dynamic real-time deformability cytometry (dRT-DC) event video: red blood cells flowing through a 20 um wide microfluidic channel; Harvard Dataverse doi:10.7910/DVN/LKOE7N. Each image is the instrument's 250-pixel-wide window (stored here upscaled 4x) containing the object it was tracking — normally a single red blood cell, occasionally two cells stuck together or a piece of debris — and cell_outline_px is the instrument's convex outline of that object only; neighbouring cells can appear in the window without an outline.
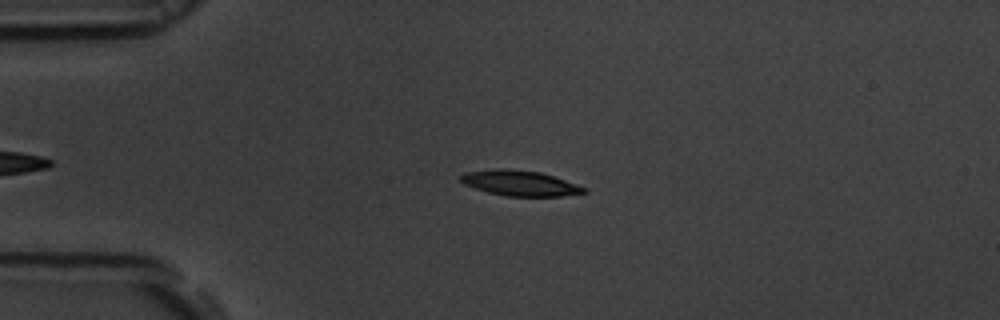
{"species": "common noctule bat (a hibernating species)", "species_latin": "Nyctalus noctula", "temperature_condition": "room temperature", "stored_images_in_passage": 48, "camera_frame_rate_fps": 3000, "um_per_image_px": 0.085, "animal": {"sex": "male", "body_mass_g": 19.5, "forearm_length_mm": 54.6}, "frame": {"image": 1, "passage_image": 11, "time_ms": 3.333, "image_size_px": [1000, 320], "cell_outline_px": [[588, 192], [560, 196], [504, 196], [488, 192], [464, 184], [460, 180], [460, 176], [464, 172], [500, 168], [508, 168], [540, 172], [588, 188]], "centroid_in_image_um": [44.18, 15.56], "position_along_channel_um": 40.8, "area_um2": 18.15}}
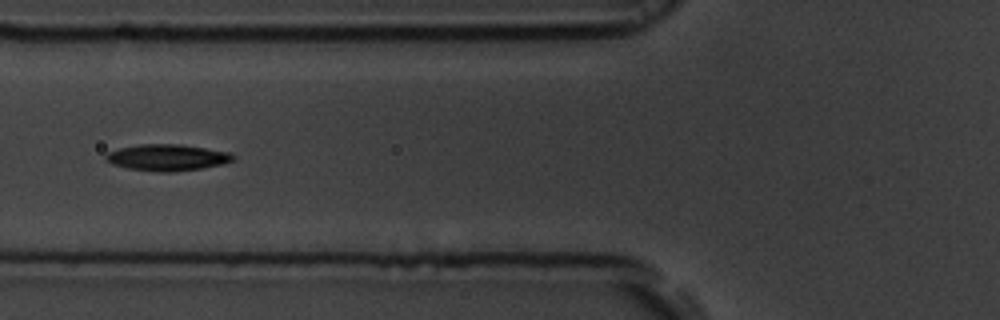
{"frame": {"image": 2, "passage_image": 19, "time_ms": 6.0, "image_size_px": [1000, 320], "cell_outline_px": [[236, 160], [224, 164], [204, 168], [172, 172], [156, 172], [128, 168], [112, 164], [104, 160], [104, 156], [108, 152], [120, 148], [140, 144], [180, 144], [228, 152], [236, 156]], "centroid_in_image_um": [14.23, 13.4], "position_along_channel_um": 111.6, "area_um2": 19.77}}
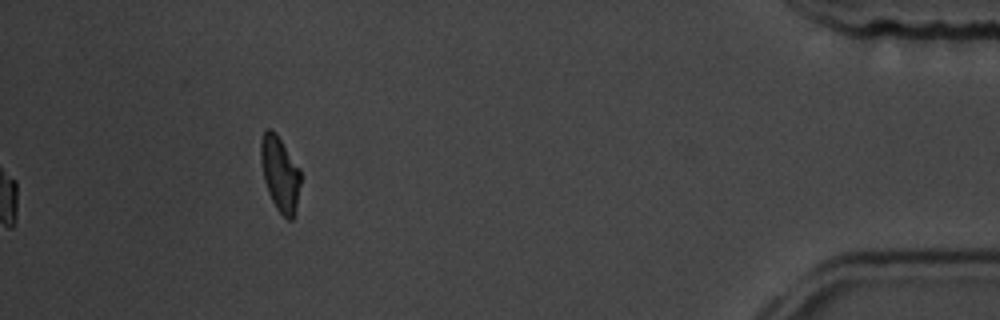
{"frame": {"image": 3, "passage_image": 48, "time_ms": 15.667, "image_size_px": [1000, 320], "cell_outline_px": [[300, 184], [296, 208], [292, 220], [288, 220], [276, 208], [268, 192], [264, 180], [260, 160], [260, 140], [264, 132], [268, 128], [272, 128], [276, 132], [300, 168]], "centroid_in_image_um": [23.79, 14.73], "position_along_channel_um": 411.4, "area_um2": 17.46}, "authors_computed_cell_mechanics": {"area_um2": 18.2359, "velocity_mm_per_s": 3.7182, "shape_relaxation_time_tau1_ms": 2.8489, "shape_relaxation_time_tau2_ms": 4.4791, "deformation_change_tau1": 0.1481, "deformation_change_tau2": 0.097}}